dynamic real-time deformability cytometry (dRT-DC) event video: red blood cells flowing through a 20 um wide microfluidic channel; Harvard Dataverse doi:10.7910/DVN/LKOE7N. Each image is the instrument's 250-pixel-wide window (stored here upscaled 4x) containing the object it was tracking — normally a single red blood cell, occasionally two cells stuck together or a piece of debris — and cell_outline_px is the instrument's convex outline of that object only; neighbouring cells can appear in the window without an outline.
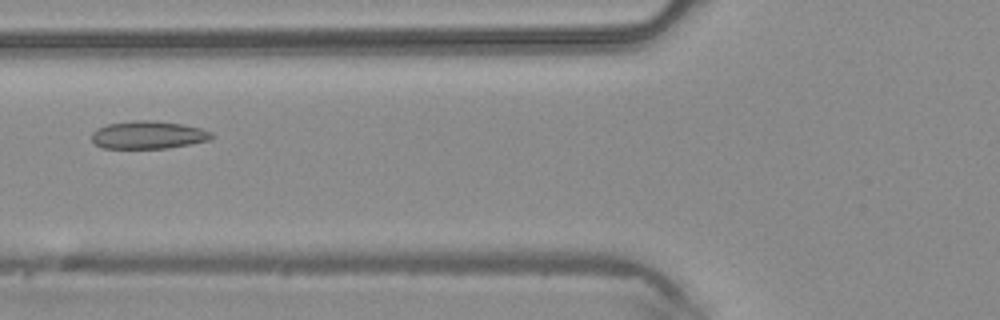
{"species": "common noctule bat (a hibernating species)", "species_latin": "Nyctalus noctula", "temperature_condition": "warm", "stored_images_in_passage": 2, "camera_frame_rate_fps": 3000, "um_per_image_px": 0.085, "animal": {"sex": "male", "body_mass_g": 20.4}, "frame": {"image": 1, "passage_image": 2, "time_ms": 0.333, "image_size_px": [1000, 320], "cell_outline_px": [[212, 136], [208, 140], [168, 148], [104, 148], [96, 144], [92, 140], [92, 132], [96, 128], [108, 124], [132, 120], [152, 120], [184, 124], [200, 128], [212, 132]], "centroid_in_image_um": [12.57, 11.45], "position_along_channel_um": 113.2, "area_um2": 19.36}}